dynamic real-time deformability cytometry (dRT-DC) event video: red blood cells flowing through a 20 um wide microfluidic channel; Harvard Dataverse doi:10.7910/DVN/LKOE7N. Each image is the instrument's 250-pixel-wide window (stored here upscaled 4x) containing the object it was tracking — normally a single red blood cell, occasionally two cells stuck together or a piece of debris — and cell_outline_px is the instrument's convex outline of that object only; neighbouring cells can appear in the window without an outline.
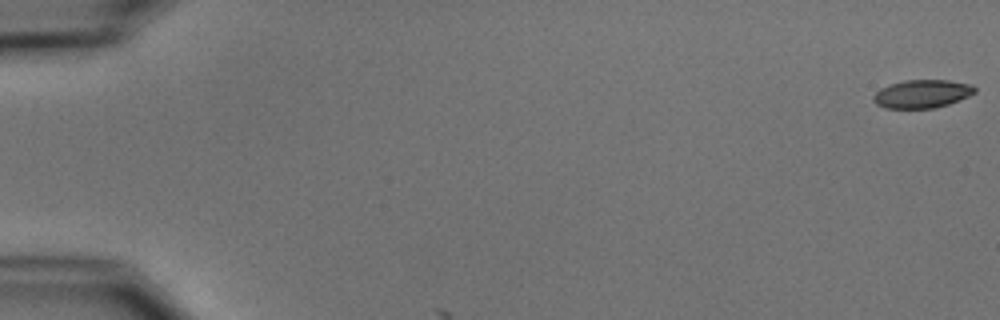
{"species": "common noctule bat (a hibernating species)", "species_latin": "Nyctalus noctula", "temperature_condition": "cold", "stored_images_in_passage": 4, "camera_frame_rate_fps": 3000, "um_per_image_px": 0.085, "animal": {"sex": "male", "body_mass_g": 15.6}, "frame": {"image": 1, "passage_image": 1, "time_ms": 0.0, "image_size_px": [1000, 320], "cell_outline_px": [[976, 92], [968, 96], [948, 104], [936, 108], [884, 108], [876, 104], [872, 100], [872, 96], [880, 88], [904, 80], [948, 80], [972, 84], [976, 88]], "centroid_in_image_um": [78.37, 7.98], "position_along_channel_um": 6.6, "area_um2": 16.7}}